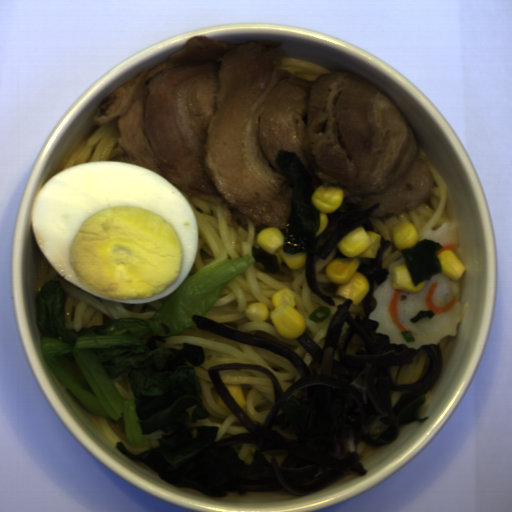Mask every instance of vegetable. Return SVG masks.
Listing matches in <instances>:
<instances>
[{"mask_svg":"<svg viewBox=\"0 0 512 512\" xmlns=\"http://www.w3.org/2000/svg\"><path fill=\"white\" fill-rule=\"evenodd\" d=\"M256 261L248 255L230 257L195 272L151 319L120 317L78 332L66 327L59 279H48L35 300L45 363L89 412L114 422L123 419L127 446L145 447V434L159 429L171 432L145 452L161 453L173 472L217 442L219 428L199 426L192 437L188 427L211 415L195 369L204 363L203 346L183 342L182 348H172L156 341L164 343L196 324L193 315H206L227 282Z\"/></svg>","mask_w":512,"mask_h":512,"instance_id":"1","label":"vegetable"}]
</instances>
